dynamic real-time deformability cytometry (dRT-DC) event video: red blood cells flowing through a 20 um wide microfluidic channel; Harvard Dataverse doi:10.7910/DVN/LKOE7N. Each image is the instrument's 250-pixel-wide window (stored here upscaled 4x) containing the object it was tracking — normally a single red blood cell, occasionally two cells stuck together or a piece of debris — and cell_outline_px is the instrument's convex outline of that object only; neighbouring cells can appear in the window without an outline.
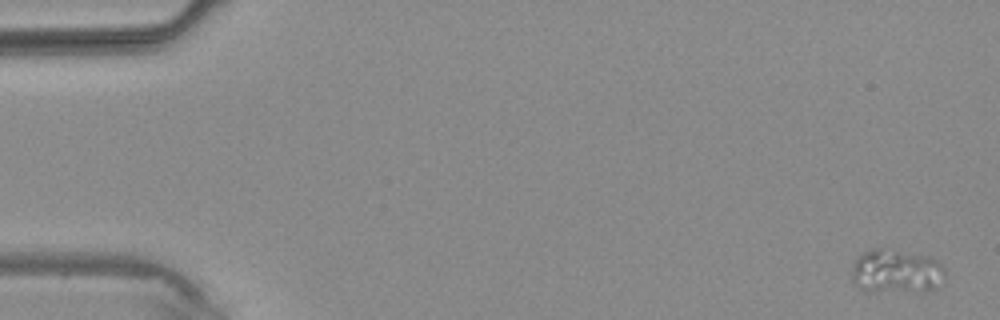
{"species": "common noctule bat (a hibernating species)", "species_latin": "Nyctalus noctula", "temperature_condition": "warm", "stored_images_in_passage": 4, "camera_frame_rate_fps": 3000, "um_per_image_px": 0.085, "animal": {"sex": "male", "body_mass_g": 20.4}, "frame": {"image": 1, "passage_image": 1, "time_ms": 0.0, "image_size_px": [1000, 320], "cell_outline_px": [[944, 284], [940, 288], [924, 292], [864, 292], [852, 280], [852, 268], [856, 260], [864, 252], [872, 248], [880, 248], [928, 256], [936, 260], [944, 268]], "centroid_in_image_um": [76.22, 23.12], "position_along_channel_um": 8.8, "area_um2": 24.39}}
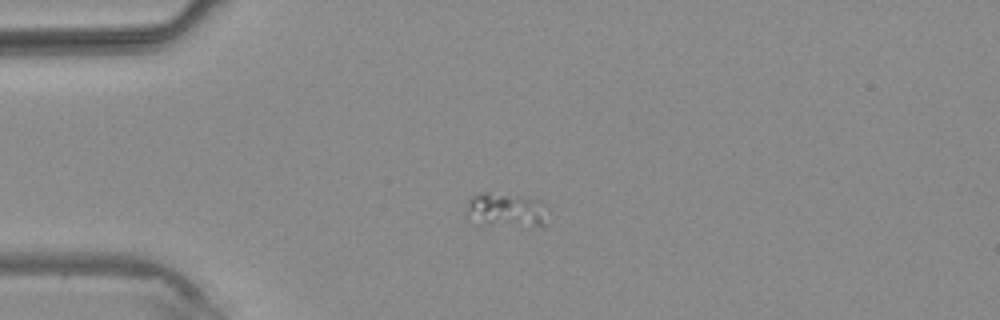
{"frame": {"image": 2, "passage_image": 3, "time_ms": 3.0, "image_size_px": [1000, 320], "cell_outline_px": [[548, 208], [544, 224], [476, 224], [468, 220], [464, 212], [472, 196], [476, 192], [488, 192], [540, 200]], "centroid_in_image_um": [42.91, 17.83], "position_along_channel_um": 42.1, "area_um2": 15.9}}